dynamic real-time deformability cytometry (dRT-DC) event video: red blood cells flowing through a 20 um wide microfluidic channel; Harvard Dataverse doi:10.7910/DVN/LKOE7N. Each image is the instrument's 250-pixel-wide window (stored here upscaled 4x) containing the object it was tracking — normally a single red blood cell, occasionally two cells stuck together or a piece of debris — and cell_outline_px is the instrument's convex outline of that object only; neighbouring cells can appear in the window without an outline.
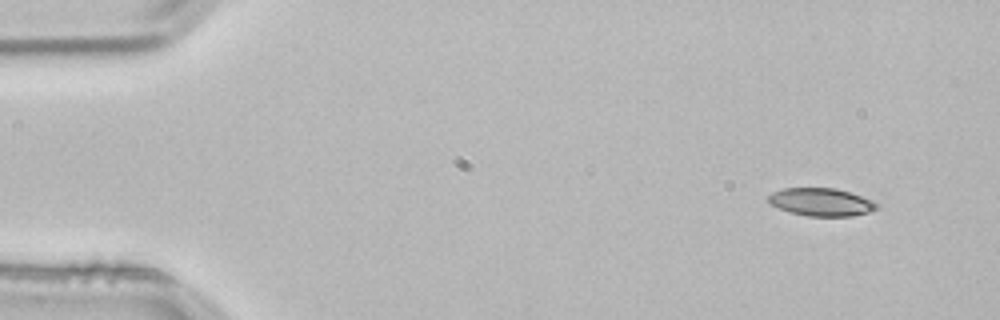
{"species": "common noctule bat (a hibernating species)", "species_latin": "Nyctalus noctula", "temperature_condition": "room temperature", "stored_images_in_passage": 4, "camera_frame_rate_fps": 3000, "um_per_image_px": 0.085, "animal": {"sex": "male", "body_mass_g": 21.5, "forearm_length_mm": 52.0}, "frame": {"image": 1, "passage_image": 1, "time_ms": 0.0, "image_size_px": [1000, 320], "cell_outline_px": [[880, 204], [876, 208], [868, 212], [852, 216], [808, 216], [788, 212], [768, 204], [768, 196], [772, 192], [784, 188], [836, 188], [872, 200]], "centroid_in_image_um": [69.76, 17.18], "position_along_channel_um": 15.2, "area_um2": 17.63}}
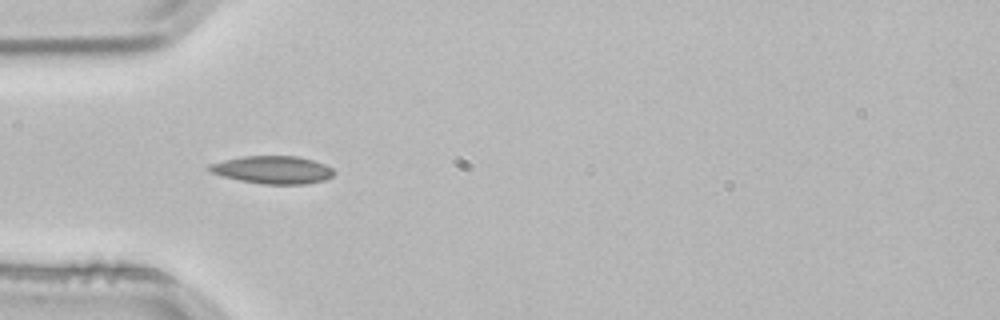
{"frame": {"image": 2, "passage_image": 4, "time_ms": 1.0, "image_size_px": [1000, 320], "cell_outline_px": [[336, 172], [332, 176], [324, 180], [304, 184], [264, 184], [240, 180], [208, 172], [208, 164], [224, 160], [244, 156], [296, 156], [312, 160], [324, 164], [332, 168]], "centroid_in_image_um": [23.17, 14.43], "position_along_channel_um": 61.8, "area_um2": 20.06}}